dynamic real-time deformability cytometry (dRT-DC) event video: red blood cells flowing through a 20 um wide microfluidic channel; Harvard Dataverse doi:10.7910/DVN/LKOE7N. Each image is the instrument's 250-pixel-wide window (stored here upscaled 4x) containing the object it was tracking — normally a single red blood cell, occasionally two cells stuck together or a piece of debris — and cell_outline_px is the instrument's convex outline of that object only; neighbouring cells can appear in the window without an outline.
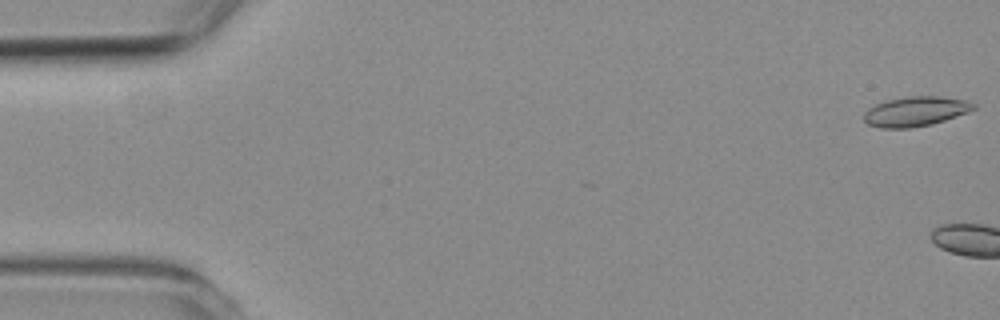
{"species": "common noctule bat (a hibernating species)", "species_latin": "Nyctalus noctula", "temperature_condition": "room temperature", "stored_images_in_passage": 4, "camera_frame_rate_fps": 3000, "um_per_image_px": 0.085, "animal": {"sex": "female", "body_mass_g": 19.3, "forearm_length_mm": 54.1}, "frame": {"image": 1, "passage_image": 1, "time_ms": 0.0, "image_size_px": [1000, 320], "cell_outline_px": [[976, 108], [968, 112], [932, 124], [912, 128], [880, 128], [868, 124], [864, 120], [864, 112], [868, 108], [876, 104], [888, 100], [912, 96], [940, 96], [964, 100], [976, 104]], "centroid_in_image_um": [77.81, 9.48], "position_along_channel_um": 7.2, "area_um2": 18.9}}